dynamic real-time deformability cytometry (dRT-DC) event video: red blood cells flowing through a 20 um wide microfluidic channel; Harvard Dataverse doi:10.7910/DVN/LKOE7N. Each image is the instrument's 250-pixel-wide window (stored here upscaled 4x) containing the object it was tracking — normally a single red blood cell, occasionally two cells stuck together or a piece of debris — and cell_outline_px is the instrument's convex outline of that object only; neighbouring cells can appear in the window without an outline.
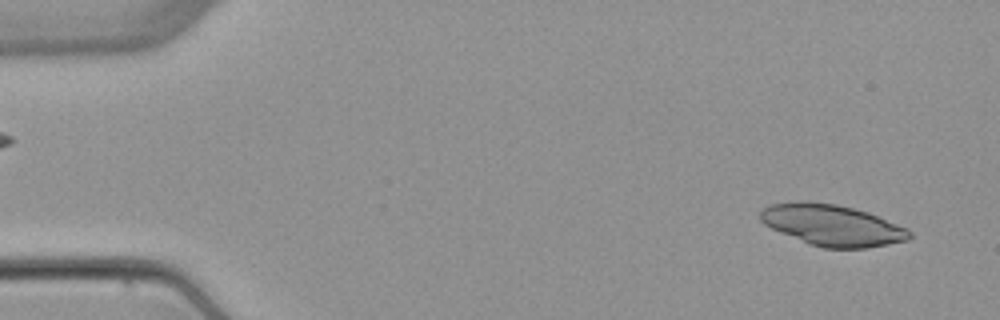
{"species": "common noctule bat (a hibernating species)", "species_latin": "Nyctalus noctula", "temperature_condition": "warm", "stored_images_in_passage": 5, "segment_of_instrument_passage": [2, 2], "camera_frame_rate_fps": 3000, "um_per_image_px": 0.085, "animal": {"sex": "female", "body_mass_g": 22.7, "forearm_length_mm": 54.2}, "frame": {"image": 1, "passage_image": 5, "time_ms": 5.0, "image_size_px": [1000, 320], "cell_outline_px": [[912, 236], [908, 240], [868, 248], [824, 248], [812, 244], [780, 232], [764, 224], [760, 220], [760, 212], [764, 208], [772, 204], [800, 200], [808, 200], [836, 204], [868, 212], [908, 228], [912, 232]], "centroid_in_image_um": [70.76, 19.13], "position_along_channel_um": 14.2, "area_um2": 35.78}}